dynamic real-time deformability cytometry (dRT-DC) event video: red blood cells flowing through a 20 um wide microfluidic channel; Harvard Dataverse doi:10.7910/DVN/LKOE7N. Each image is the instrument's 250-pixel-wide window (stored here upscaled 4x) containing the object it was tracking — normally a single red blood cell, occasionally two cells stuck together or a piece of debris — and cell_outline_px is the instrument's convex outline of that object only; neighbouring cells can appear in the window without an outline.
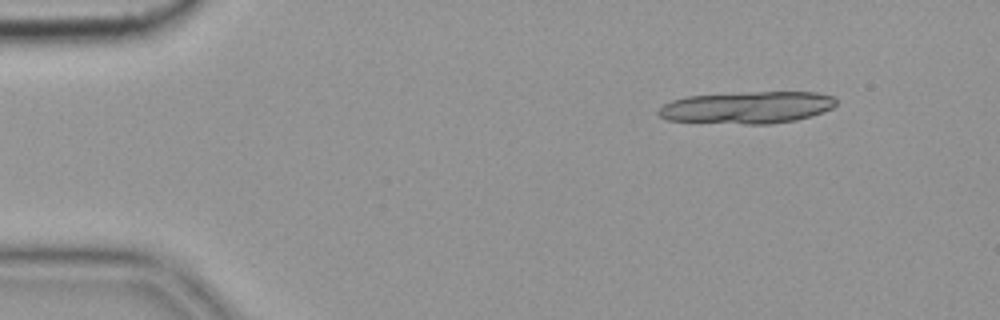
{"species": "common noctule bat (a hibernating species)", "species_latin": "Nyctalus noctula", "temperature_condition": "cold", "stored_images_in_passage": 5, "camera_frame_rate_fps": 3000, "um_per_image_px": 0.085, "animal": {"sex": "female", "body_mass_g": 19.9}, "frame": {"image": 1, "passage_image": 1, "time_ms": 0.0, "image_size_px": [1000, 320], "cell_outline_px": [[836, 104], [832, 108], [824, 112], [812, 116], [796, 120], [772, 124], [744, 124], [668, 120], [660, 116], [656, 112], [664, 104], [672, 100], [688, 96], [744, 92], [816, 92], [832, 96], [836, 100]], "centroid_in_image_um": [63.54, 9.13], "position_along_channel_um": 21.5, "area_um2": 33.23}}
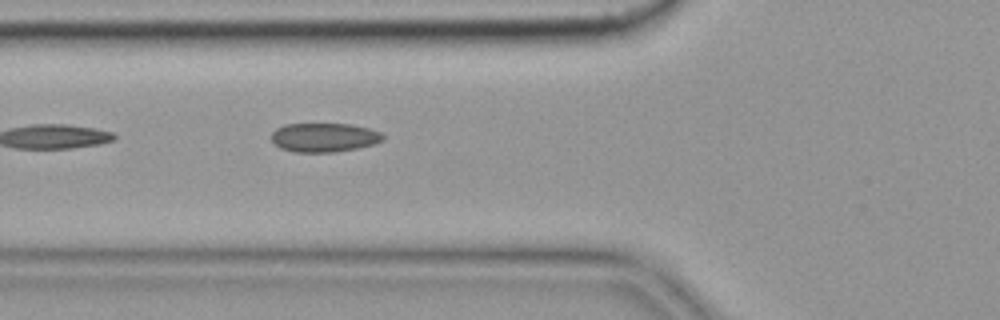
{"frame": {"image": 2, "passage_image": 5, "time_ms": 1.333, "image_size_px": [1000, 320], "cell_outline_px": [[384, 140], [372, 144], [356, 148], [332, 152], [292, 152], [280, 148], [272, 140], [272, 132], [276, 128], [284, 124], [352, 124], [368, 128], [380, 132], [384, 136]], "centroid_in_image_um": [27.53, 11.68], "position_along_channel_um": 98.3, "area_um2": 18.79}}